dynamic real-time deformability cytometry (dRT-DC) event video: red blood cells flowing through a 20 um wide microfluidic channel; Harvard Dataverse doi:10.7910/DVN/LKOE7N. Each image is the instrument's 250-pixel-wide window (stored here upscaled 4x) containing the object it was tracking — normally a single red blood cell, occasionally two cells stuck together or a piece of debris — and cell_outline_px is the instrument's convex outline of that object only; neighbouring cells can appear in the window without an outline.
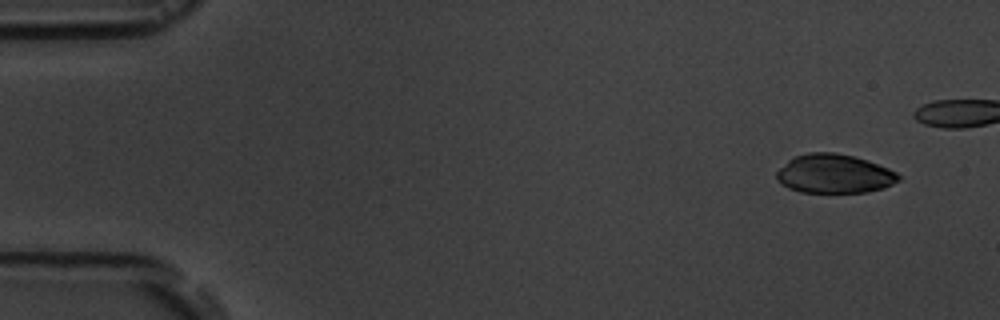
{"species": "common noctule bat (a hibernating species)", "species_latin": "Nyctalus noctula", "temperature_condition": "room temperature", "stored_images_in_passage": 16, "camera_frame_rate_fps": 3000, "um_per_image_px": 0.085, "animal": {"sex": "male", "body_mass_g": 19.5, "forearm_length_mm": 54.6}, "frame": {"image": 1, "passage_image": 1, "time_ms": 0.0, "image_size_px": [1000, 320], "cell_outline_px": [[900, 180], [884, 188], [868, 192], [800, 192], [788, 188], [780, 184], [776, 180], [776, 172], [788, 160], [796, 156], [808, 152], [836, 152], [868, 160], [888, 168], [896, 172], [900, 176]], "centroid_in_image_um": [70.9, 14.77], "position_along_channel_um": 14.1, "area_um2": 27.8}}
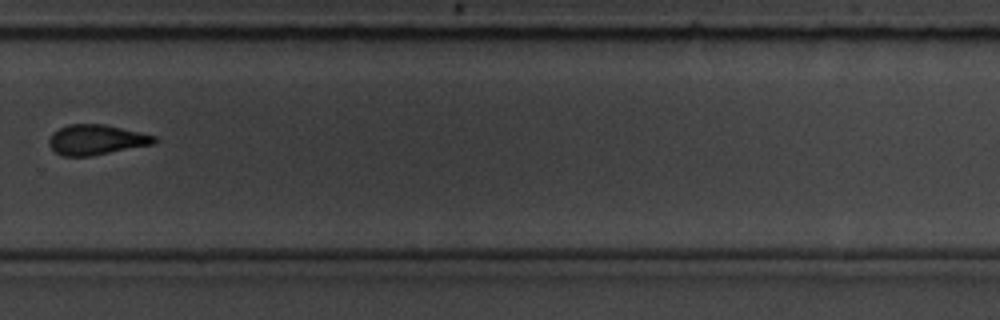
{"frame": {"image": 2, "passage_image": 12, "time_ms": 13.333, "image_size_px": [1000, 320], "cell_outline_px": [[156, 144], [92, 156], [64, 156], [56, 152], [48, 144], [48, 140], [52, 132], [68, 124], [104, 124], [156, 136]], "centroid_in_image_um": [8.18, 11.88], "position_along_channel_um": 321.6, "area_um2": 18.55}}
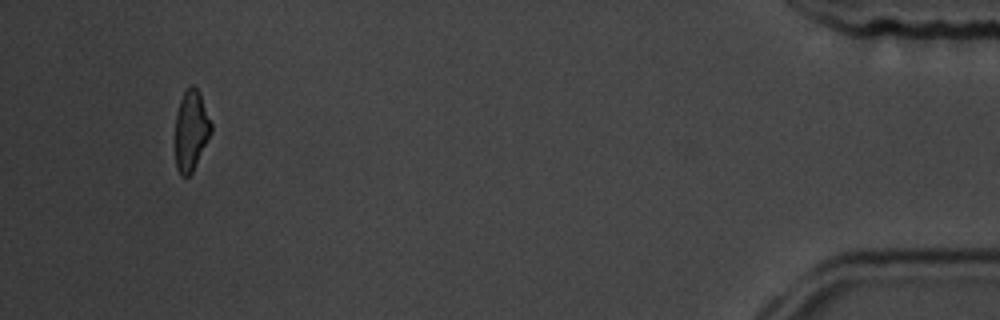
{"frame": {"image": 3, "passage_image": 16, "time_ms": 18.0, "image_size_px": [1000, 320], "cell_outline_px": [[212, 132], [192, 172], [188, 176], [180, 176], [176, 168], [176, 112], [180, 100], [184, 92], [192, 84], [200, 92], [212, 124]], "centroid_in_image_um": [16.25, 11.09], "position_along_channel_um": 419.0, "area_um2": 16.76}}